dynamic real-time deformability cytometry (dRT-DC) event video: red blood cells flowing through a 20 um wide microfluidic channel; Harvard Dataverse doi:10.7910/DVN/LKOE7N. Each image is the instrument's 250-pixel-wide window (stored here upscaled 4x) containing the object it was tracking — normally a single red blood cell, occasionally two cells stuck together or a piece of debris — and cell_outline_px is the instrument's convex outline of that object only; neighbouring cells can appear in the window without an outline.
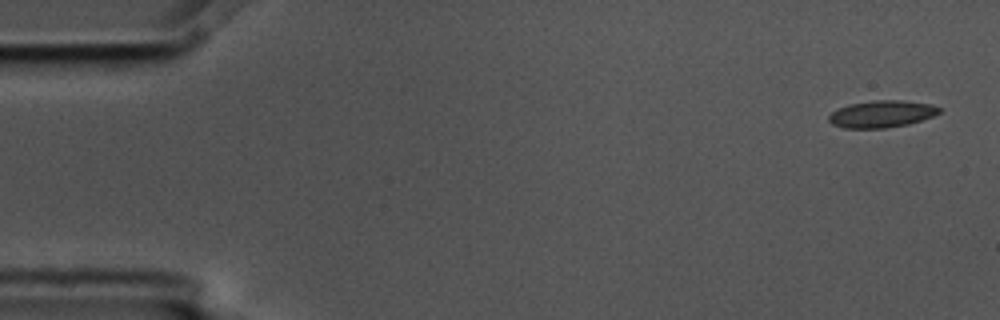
{"species": "common noctule bat (a hibernating species)", "species_latin": "Nyctalus noctula", "temperature_condition": "cold", "stored_images_in_passage": 5, "camera_frame_rate_fps": 3000, "um_per_image_px": 0.085, "animal": {"sex": "male", "body_mass_g": 17.5, "forearm_length_mm": 52.3}, "frame": {"image": 1, "passage_image": 1, "time_ms": 0.0, "image_size_px": [1000, 320], "cell_outline_px": [[940, 112], [932, 116], [908, 124], [888, 128], [844, 128], [832, 124], [828, 120], [828, 116], [832, 112], [848, 104], [876, 100], [900, 100], [928, 104], [940, 108]], "centroid_in_image_um": [74.9, 9.69], "position_along_channel_um": 10.1, "area_um2": 17.17}}